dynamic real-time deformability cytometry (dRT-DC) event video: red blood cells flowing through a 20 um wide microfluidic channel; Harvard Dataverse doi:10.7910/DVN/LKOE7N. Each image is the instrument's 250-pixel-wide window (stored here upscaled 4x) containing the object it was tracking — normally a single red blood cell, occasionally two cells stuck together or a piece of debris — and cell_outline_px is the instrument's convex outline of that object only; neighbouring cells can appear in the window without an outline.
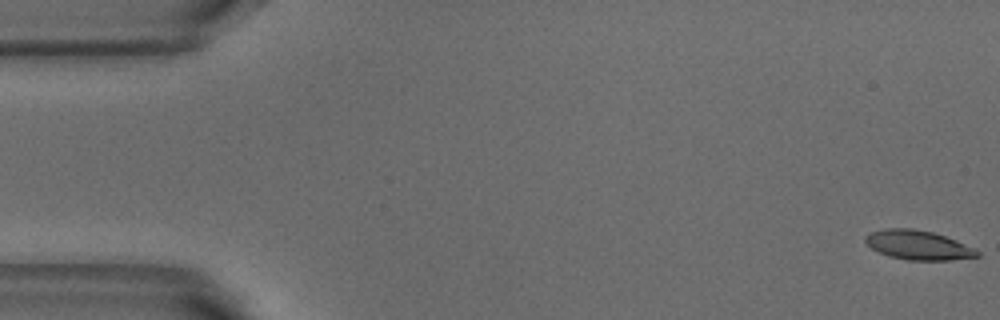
{"species": "common noctule bat (a hibernating species)", "species_latin": "Nyctalus noctula", "temperature_condition": "warm", "stored_images_in_passage": 6, "camera_frame_rate_fps": 3000, "um_per_image_px": 0.085, "animal": {"sex": "male", "body_mass_g": 18.8}, "frame": {"image": 1, "passage_image": 1, "time_ms": 0.0, "image_size_px": [1000, 320], "cell_outline_px": [[980, 256], [948, 260], [908, 260], [888, 256], [872, 248], [864, 240], [864, 236], [868, 232], [884, 228], [912, 228], [932, 232], [956, 240], [976, 248], [980, 252]], "centroid_in_image_um": [78.03, 20.82], "position_along_channel_um": 7.0, "area_um2": 19.19}}
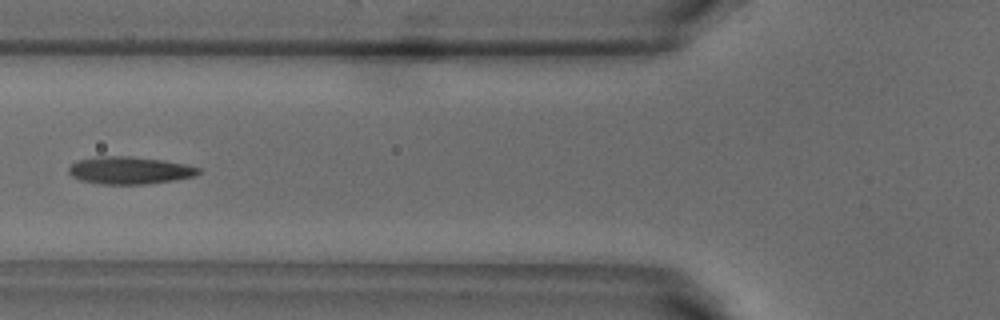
{"frame": {"image": 2, "passage_image": 5, "time_ms": 1.333, "image_size_px": [1000, 320], "cell_outline_px": [[200, 172], [196, 176], [172, 180], [144, 184], [100, 184], [80, 180], [72, 176], [68, 172], [68, 168], [76, 160], [100, 156], [128, 156], [160, 160], [184, 164], [200, 168]], "centroid_in_image_um": [10.98, 14.48], "position_along_channel_um": 114.8, "area_um2": 20.58}}